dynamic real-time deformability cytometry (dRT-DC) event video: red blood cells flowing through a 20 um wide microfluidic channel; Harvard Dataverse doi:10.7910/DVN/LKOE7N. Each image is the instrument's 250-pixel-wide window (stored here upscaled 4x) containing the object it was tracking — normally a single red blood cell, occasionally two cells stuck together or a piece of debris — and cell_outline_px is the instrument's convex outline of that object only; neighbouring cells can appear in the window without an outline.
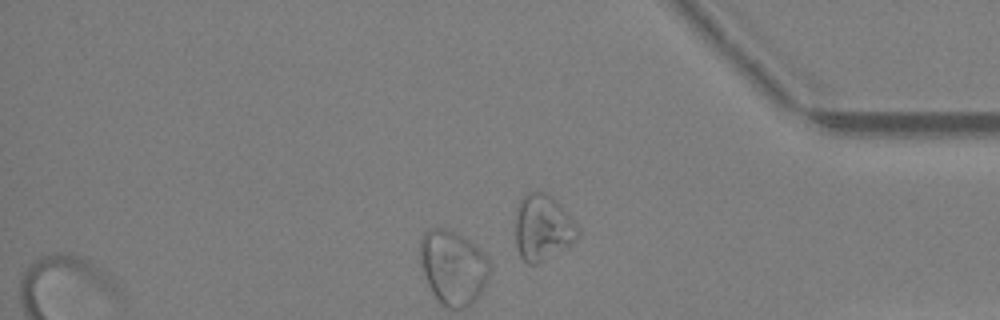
{"species": "Egyptian fruit bat (a non-hibernating species)", "species_latin": "Rousettus aegyptiacus", "temperature_condition": "warm", "stored_images_in_passage": 28, "camera_frame_rate_fps": 3000, "um_per_image_px": 0.085, "animal": {"sex": "female"}, "frame": {"image": 1, "passage_image": 28, "time_ms": 9.0, "image_size_px": [1000, 320], "cell_outline_px": [[580, 236], [576, 240], [536, 264], [528, 264], [520, 256], [516, 244], [516, 208], [520, 200], [528, 192], [544, 192], [552, 196], [556, 200], [580, 228]], "centroid_in_image_um": [46.13, 19.32], "position_along_channel_um": 389.1, "area_um2": 23.76}}